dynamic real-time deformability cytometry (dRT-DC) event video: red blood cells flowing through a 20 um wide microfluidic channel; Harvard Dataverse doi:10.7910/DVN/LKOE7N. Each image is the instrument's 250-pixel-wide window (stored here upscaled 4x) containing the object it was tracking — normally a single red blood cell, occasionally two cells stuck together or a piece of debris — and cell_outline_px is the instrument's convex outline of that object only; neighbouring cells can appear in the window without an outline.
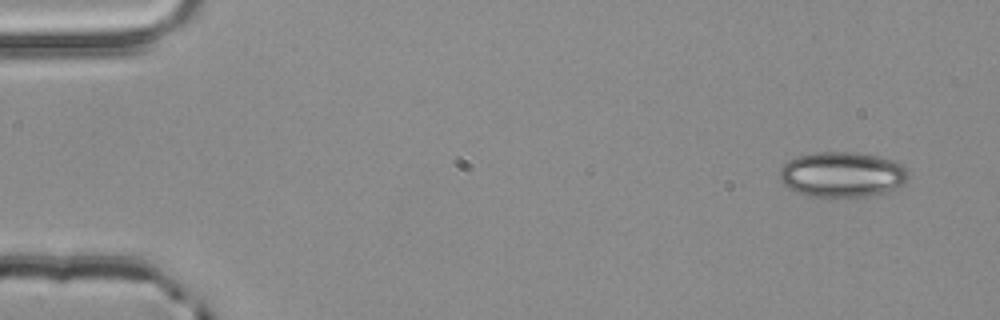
{"species": "common noctule bat (a hibernating species)", "species_latin": "Nyctalus noctula", "temperature_condition": "room temperature", "stored_images_in_passage": 4, "camera_frame_rate_fps": 3000, "um_per_image_px": 0.085, "animal": {"sex": "male", "body_mass_g": 20.4}, "frame": {"image": 1, "passage_image": 1, "time_ms": 0.0, "image_size_px": [1000, 320], "cell_outline_px": [[912, 176], [904, 184], [884, 192], [868, 196], [808, 196], [796, 192], [788, 188], [780, 180], [780, 168], [788, 160], [800, 156], [816, 152], [856, 152], [876, 156], [900, 164], [908, 168]], "centroid_in_image_um": [71.6, 14.83], "position_along_channel_um": 13.4, "area_um2": 33.93}}